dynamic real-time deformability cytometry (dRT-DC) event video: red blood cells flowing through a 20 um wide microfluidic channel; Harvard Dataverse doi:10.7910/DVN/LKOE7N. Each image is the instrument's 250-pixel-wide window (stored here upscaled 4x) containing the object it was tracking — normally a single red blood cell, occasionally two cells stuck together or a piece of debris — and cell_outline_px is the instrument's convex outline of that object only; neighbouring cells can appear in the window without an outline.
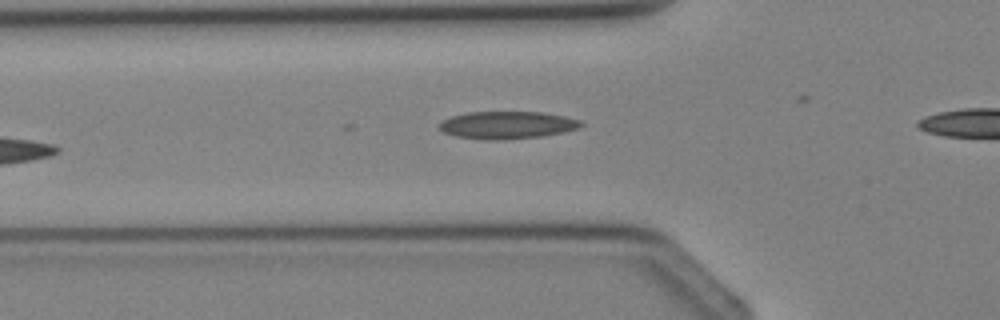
{"species": "Egyptian fruit bat (a non-hibernating species)", "species_latin": "Rousettus aegyptiacus", "temperature_condition": "cold", "stored_images_in_passage": 5, "segment_of_instrument_passage": [1, 2], "camera_frame_rate_fps": 3000, "um_per_image_px": 0.085, "animal": {"sex": "female"}, "frame": {"image": 1, "passage_image": 3, "time_ms": 3.333, "image_size_px": [1000, 320], "cell_outline_px": [[584, 124], [580, 128], [564, 132], [540, 136], [504, 140], [488, 140], [456, 136], [444, 132], [440, 128], [440, 120], [452, 116], [468, 112], [540, 112], [564, 116], [580, 120]], "centroid_in_image_um": [43.12, 10.63], "position_along_channel_um": 82.7, "area_um2": 22.66}}